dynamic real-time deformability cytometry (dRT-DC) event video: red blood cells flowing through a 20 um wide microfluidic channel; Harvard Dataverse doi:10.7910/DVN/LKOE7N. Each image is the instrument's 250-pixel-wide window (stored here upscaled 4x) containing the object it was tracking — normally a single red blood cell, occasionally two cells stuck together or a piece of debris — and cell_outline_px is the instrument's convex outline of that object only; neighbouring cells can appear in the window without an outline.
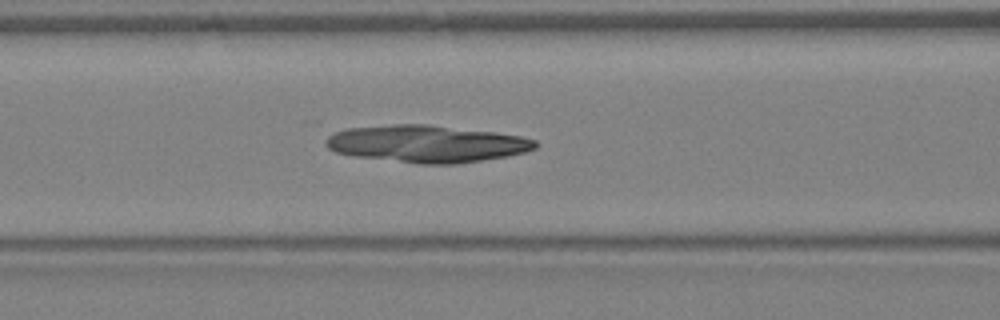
{"species": "Egyptian fruit bat (a non-hibernating species)", "species_latin": "Rousettus aegyptiacus", "temperature_condition": "warm", "stored_images_in_passage": 32, "segment_of_instrument_passage": [1, 2], "camera_frame_rate_fps": 3000, "um_per_image_px": 0.085, "animal": {"sex": "female"}, "frame": {"image": 1, "passage_image": 7, "time_ms": 2.0, "image_size_px": [1000, 320], "cell_outline_px": [[536, 144], [532, 148], [516, 152], [496, 156], [468, 160], [408, 160], [344, 152], [332, 148], [328, 144], [328, 140], [344, 132], [372, 128], [436, 128], [512, 136], [532, 140]], "centroid_in_image_um": [36.35, 12.23], "position_along_channel_um": 130.2, "area_um2": 36.76}}
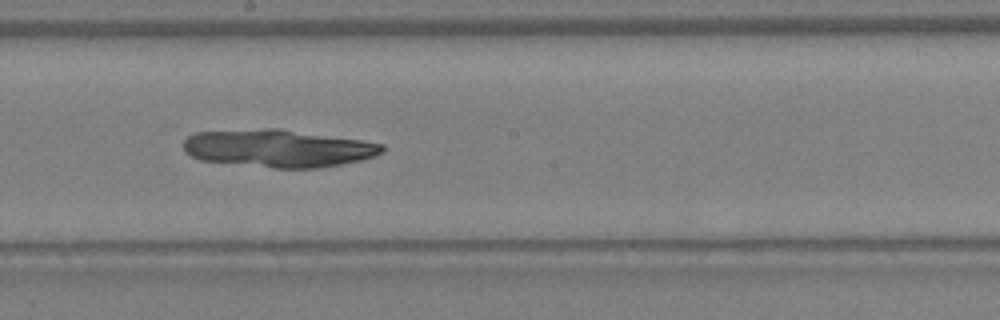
{"frame": {"image": 2, "passage_image": 13, "time_ms": 4.0, "image_size_px": [1000, 320], "cell_outline_px": [[380, 148], [376, 152], [368, 156], [328, 164], [268, 164], [212, 160], [196, 156], [188, 148], [188, 140], [192, 136], [208, 132], [284, 132], [352, 140], [376, 144]], "centroid_in_image_um": [23.57, 12.58], "position_along_channel_um": 224.6, "area_um2": 35.55}}